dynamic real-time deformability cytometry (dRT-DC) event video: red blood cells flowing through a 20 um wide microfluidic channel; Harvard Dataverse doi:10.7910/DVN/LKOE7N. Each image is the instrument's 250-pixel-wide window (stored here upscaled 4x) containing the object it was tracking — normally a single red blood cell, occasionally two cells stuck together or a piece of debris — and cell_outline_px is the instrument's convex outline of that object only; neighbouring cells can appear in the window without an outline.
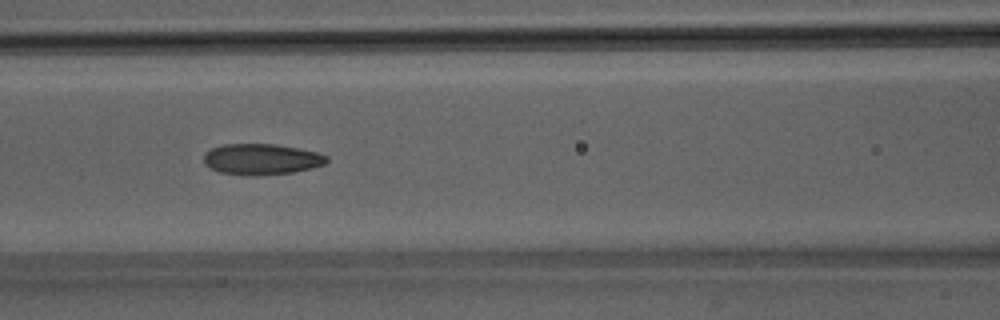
{"species": "Egyptian fruit bat (a non-hibernating species)", "species_latin": "Rousettus aegyptiacus", "temperature_condition": "room temperature", "stored_images_in_passage": 47, "camera_frame_rate_fps": 3000, "um_per_image_px": 0.085, "animal": {"sex": "male"}, "frame": {"image": 1, "passage_image": 19, "time_ms": 6.0, "image_size_px": [1000, 320], "cell_outline_px": [[328, 160], [324, 164], [312, 168], [292, 172], [252, 176], [244, 176], [220, 172], [204, 164], [204, 152], [212, 148], [224, 144], [276, 144], [316, 152], [328, 156]], "centroid_in_image_um": [22.2, 13.54], "position_along_channel_um": 144.4, "area_um2": 22.14}}
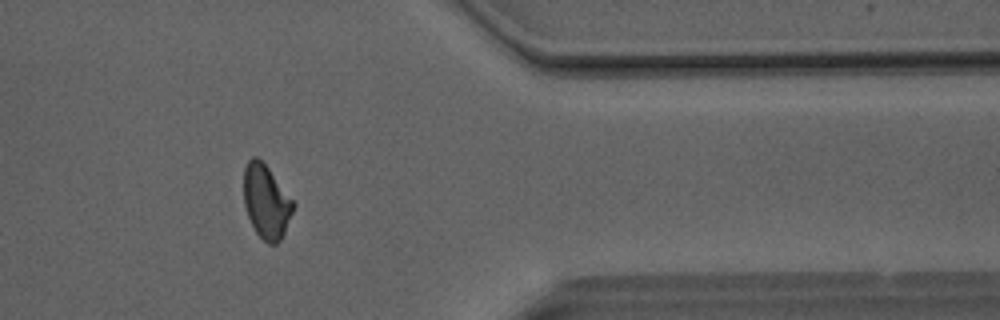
{"frame": {"image": 2, "passage_image": 38, "time_ms": 12.333, "image_size_px": [1000, 320], "cell_outline_px": [[296, 204], [284, 232], [280, 240], [276, 244], [268, 244], [256, 232], [248, 216], [244, 204], [244, 168], [248, 160], [252, 156], [256, 156], [268, 168]], "centroid_in_image_um": [22.62, 17.13], "position_along_channel_um": 388.8, "area_um2": 20.98}}
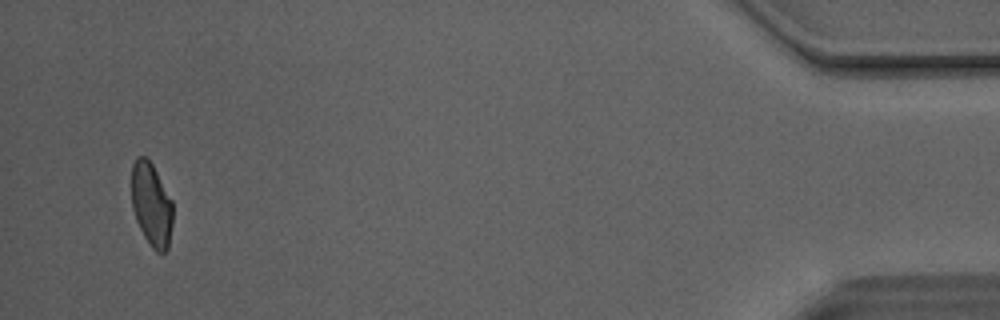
{"frame": {"image": 3, "passage_image": 45, "time_ms": 14.667, "image_size_px": [1000, 320], "cell_outline_px": [[172, 224], [168, 248], [164, 252], [156, 252], [152, 248], [144, 236], [136, 220], [132, 208], [132, 164], [136, 156], [144, 156], [152, 164], [172, 200]], "centroid_in_image_um": [12.86, 17.39], "position_along_channel_um": 422.3, "area_um2": 20.0}, "authors_computed_cell_mechanics": {"area_um2": 21.964, "velocity_mm_per_s": 4.1444, "shape_relaxation_time_tau1_ms": null, "shape_relaxation_time_tau2_ms": 2.3731, "deformation_change_tau1": null, "deformation_change_tau2": 0.0959}}